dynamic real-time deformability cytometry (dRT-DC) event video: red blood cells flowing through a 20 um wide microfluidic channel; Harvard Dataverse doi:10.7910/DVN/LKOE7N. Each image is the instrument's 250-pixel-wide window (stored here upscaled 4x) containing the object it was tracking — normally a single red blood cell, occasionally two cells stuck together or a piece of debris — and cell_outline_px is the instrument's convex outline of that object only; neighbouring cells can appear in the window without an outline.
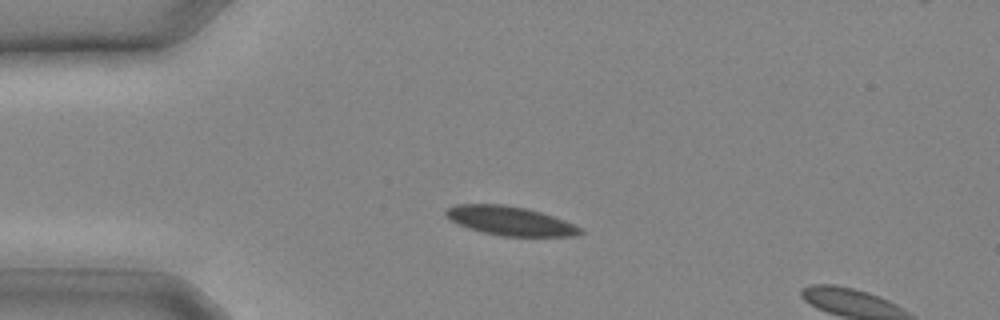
{"species": "common noctule bat (a hibernating species)", "species_latin": "Nyctalus noctula", "temperature_condition": "cold", "stored_images_in_passage": 3, "camera_frame_rate_fps": 3000, "um_per_image_px": 0.085, "animal": {"sex": "male", "body_mass_g": 20.4}, "frame": {"image": 1, "passage_image": 1, "time_ms": 0.0, "image_size_px": [1000, 320], "cell_outline_px": [[584, 232], [576, 236], [504, 236], [484, 232], [468, 228], [456, 224], [444, 212], [448, 208], [456, 204], [504, 204], [528, 208], [564, 220], [580, 228]], "centroid_in_image_um": [43.35, 18.76], "position_along_channel_um": 41.6, "area_um2": 22.54}}